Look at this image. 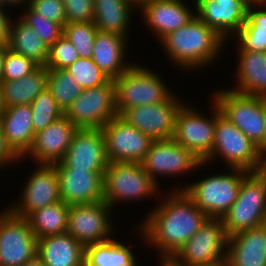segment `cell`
<instances>
[{"label": "cell", "instance_id": "obj_39", "mask_svg": "<svg viewBox=\"0 0 266 266\" xmlns=\"http://www.w3.org/2000/svg\"><path fill=\"white\" fill-rule=\"evenodd\" d=\"M38 67L31 59L15 53L7 47L5 50L2 81L18 80L30 75Z\"/></svg>", "mask_w": 266, "mask_h": 266}, {"label": "cell", "instance_id": "obj_20", "mask_svg": "<svg viewBox=\"0 0 266 266\" xmlns=\"http://www.w3.org/2000/svg\"><path fill=\"white\" fill-rule=\"evenodd\" d=\"M77 130L78 128L65 115L61 116L35 134L32 146L18 162L21 164L22 161L29 159L33 160L35 165H53L60 162Z\"/></svg>", "mask_w": 266, "mask_h": 266}, {"label": "cell", "instance_id": "obj_17", "mask_svg": "<svg viewBox=\"0 0 266 266\" xmlns=\"http://www.w3.org/2000/svg\"><path fill=\"white\" fill-rule=\"evenodd\" d=\"M179 97L173 93L164 102L131 107L121 117L153 140L172 139L177 112L185 103Z\"/></svg>", "mask_w": 266, "mask_h": 266}, {"label": "cell", "instance_id": "obj_13", "mask_svg": "<svg viewBox=\"0 0 266 266\" xmlns=\"http://www.w3.org/2000/svg\"><path fill=\"white\" fill-rule=\"evenodd\" d=\"M78 129L102 128L117 116L115 83L83 89L64 114Z\"/></svg>", "mask_w": 266, "mask_h": 266}, {"label": "cell", "instance_id": "obj_50", "mask_svg": "<svg viewBox=\"0 0 266 266\" xmlns=\"http://www.w3.org/2000/svg\"><path fill=\"white\" fill-rule=\"evenodd\" d=\"M265 114H266V97H265ZM260 151L263 158L266 160V137H265V144L260 148Z\"/></svg>", "mask_w": 266, "mask_h": 266}, {"label": "cell", "instance_id": "obj_47", "mask_svg": "<svg viewBox=\"0 0 266 266\" xmlns=\"http://www.w3.org/2000/svg\"><path fill=\"white\" fill-rule=\"evenodd\" d=\"M7 47H8V45H0V83L2 81L5 50H6Z\"/></svg>", "mask_w": 266, "mask_h": 266}, {"label": "cell", "instance_id": "obj_38", "mask_svg": "<svg viewBox=\"0 0 266 266\" xmlns=\"http://www.w3.org/2000/svg\"><path fill=\"white\" fill-rule=\"evenodd\" d=\"M23 14L18 16L26 22L47 45L54 44L62 35L63 27L54 21L46 19L33 11L28 5L22 8Z\"/></svg>", "mask_w": 266, "mask_h": 266}, {"label": "cell", "instance_id": "obj_45", "mask_svg": "<svg viewBox=\"0 0 266 266\" xmlns=\"http://www.w3.org/2000/svg\"><path fill=\"white\" fill-rule=\"evenodd\" d=\"M3 3V7H6L8 9H14L16 8H24V6L28 5L30 0H1ZM23 6V7H22Z\"/></svg>", "mask_w": 266, "mask_h": 266}, {"label": "cell", "instance_id": "obj_22", "mask_svg": "<svg viewBox=\"0 0 266 266\" xmlns=\"http://www.w3.org/2000/svg\"><path fill=\"white\" fill-rule=\"evenodd\" d=\"M250 0H197L196 16L226 41L243 26Z\"/></svg>", "mask_w": 266, "mask_h": 266}, {"label": "cell", "instance_id": "obj_6", "mask_svg": "<svg viewBox=\"0 0 266 266\" xmlns=\"http://www.w3.org/2000/svg\"><path fill=\"white\" fill-rule=\"evenodd\" d=\"M139 64L134 63L114 79L116 111L119 116L134 106L164 102L174 93L160 72Z\"/></svg>", "mask_w": 266, "mask_h": 266}, {"label": "cell", "instance_id": "obj_10", "mask_svg": "<svg viewBox=\"0 0 266 266\" xmlns=\"http://www.w3.org/2000/svg\"><path fill=\"white\" fill-rule=\"evenodd\" d=\"M140 164L159 187H161L160 179L165 177L167 179L170 176L180 179L179 176L193 174L199 168L206 169L207 165L191 150L173 139L154 140Z\"/></svg>", "mask_w": 266, "mask_h": 266}, {"label": "cell", "instance_id": "obj_33", "mask_svg": "<svg viewBox=\"0 0 266 266\" xmlns=\"http://www.w3.org/2000/svg\"><path fill=\"white\" fill-rule=\"evenodd\" d=\"M69 208V205L59 201L30 213L26 219L36 239L66 233L68 230Z\"/></svg>", "mask_w": 266, "mask_h": 266}, {"label": "cell", "instance_id": "obj_27", "mask_svg": "<svg viewBox=\"0 0 266 266\" xmlns=\"http://www.w3.org/2000/svg\"><path fill=\"white\" fill-rule=\"evenodd\" d=\"M93 22L98 31L129 38L135 10L138 5L132 0H93Z\"/></svg>", "mask_w": 266, "mask_h": 266}, {"label": "cell", "instance_id": "obj_30", "mask_svg": "<svg viewBox=\"0 0 266 266\" xmlns=\"http://www.w3.org/2000/svg\"><path fill=\"white\" fill-rule=\"evenodd\" d=\"M8 48L31 59L39 67H46L49 45L17 14L11 19Z\"/></svg>", "mask_w": 266, "mask_h": 266}, {"label": "cell", "instance_id": "obj_23", "mask_svg": "<svg viewBox=\"0 0 266 266\" xmlns=\"http://www.w3.org/2000/svg\"><path fill=\"white\" fill-rule=\"evenodd\" d=\"M0 126L6 145L18 158H22L35 137L30 104L6 107L0 117Z\"/></svg>", "mask_w": 266, "mask_h": 266}, {"label": "cell", "instance_id": "obj_9", "mask_svg": "<svg viewBox=\"0 0 266 266\" xmlns=\"http://www.w3.org/2000/svg\"><path fill=\"white\" fill-rule=\"evenodd\" d=\"M178 110L172 139L191 150L202 161L212 152L215 140L216 104L211 99V114L207 116L198 106L187 103ZM196 106V107H194Z\"/></svg>", "mask_w": 266, "mask_h": 266}, {"label": "cell", "instance_id": "obj_53", "mask_svg": "<svg viewBox=\"0 0 266 266\" xmlns=\"http://www.w3.org/2000/svg\"><path fill=\"white\" fill-rule=\"evenodd\" d=\"M251 2H258V1H264V0H250Z\"/></svg>", "mask_w": 266, "mask_h": 266}, {"label": "cell", "instance_id": "obj_40", "mask_svg": "<svg viewBox=\"0 0 266 266\" xmlns=\"http://www.w3.org/2000/svg\"><path fill=\"white\" fill-rule=\"evenodd\" d=\"M79 55L65 35H62L54 44L49 46L47 68L65 69L73 64Z\"/></svg>", "mask_w": 266, "mask_h": 266}, {"label": "cell", "instance_id": "obj_49", "mask_svg": "<svg viewBox=\"0 0 266 266\" xmlns=\"http://www.w3.org/2000/svg\"><path fill=\"white\" fill-rule=\"evenodd\" d=\"M5 108L6 107H5V104H4L2 88H1V83H0V117L2 116Z\"/></svg>", "mask_w": 266, "mask_h": 266}, {"label": "cell", "instance_id": "obj_3", "mask_svg": "<svg viewBox=\"0 0 266 266\" xmlns=\"http://www.w3.org/2000/svg\"><path fill=\"white\" fill-rule=\"evenodd\" d=\"M228 170L224 172L223 168V172L200 175L196 182L191 180L190 184L184 181L183 185L181 181L182 184L173 185L171 190H184L209 218H222L236 201L242 180L249 173L236 168Z\"/></svg>", "mask_w": 266, "mask_h": 266}, {"label": "cell", "instance_id": "obj_1", "mask_svg": "<svg viewBox=\"0 0 266 266\" xmlns=\"http://www.w3.org/2000/svg\"><path fill=\"white\" fill-rule=\"evenodd\" d=\"M166 192L161 193L159 203L134 227V233L137 232L134 235L155 250L158 261L170 260L209 218L184 190Z\"/></svg>", "mask_w": 266, "mask_h": 266}, {"label": "cell", "instance_id": "obj_21", "mask_svg": "<svg viewBox=\"0 0 266 266\" xmlns=\"http://www.w3.org/2000/svg\"><path fill=\"white\" fill-rule=\"evenodd\" d=\"M60 197L67 205L92 204L104 200V172L55 166Z\"/></svg>", "mask_w": 266, "mask_h": 266}, {"label": "cell", "instance_id": "obj_41", "mask_svg": "<svg viewBox=\"0 0 266 266\" xmlns=\"http://www.w3.org/2000/svg\"><path fill=\"white\" fill-rule=\"evenodd\" d=\"M66 23L93 22V0H63Z\"/></svg>", "mask_w": 266, "mask_h": 266}, {"label": "cell", "instance_id": "obj_31", "mask_svg": "<svg viewBox=\"0 0 266 266\" xmlns=\"http://www.w3.org/2000/svg\"><path fill=\"white\" fill-rule=\"evenodd\" d=\"M116 237L85 247L84 266H139L132 244Z\"/></svg>", "mask_w": 266, "mask_h": 266}, {"label": "cell", "instance_id": "obj_29", "mask_svg": "<svg viewBox=\"0 0 266 266\" xmlns=\"http://www.w3.org/2000/svg\"><path fill=\"white\" fill-rule=\"evenodd\" d=\"M232 39L237 50L266 52V0L249 4L245 23L226 44Z\"/></svg>", "mask_w": 266, "mask_h": 266}, {"label": "cell", "instance_id": "obj_34", "mask_svg": "<svg viewBox=\"0 0 266 266\" xmlns=\"http://www.w3.org/2000/svg\"><path fill=\"white\" fill-rule=\"evenodd\" d=\"M47 88L64 114L83 91L78 81L66 69L48 68Z\"/></svg>", "mask_w": 266, "mask_h": 266}, {"label": "cell", "instance_id": "obj_7", "mask_svg": "<svg viewBox=\"0 0 266 266\" xmlns=\"http://www.w3.org/2000/svg\"><path fill=\"white\" fill-rule=\"evenodd\" d=\"M221 219L228 237L266 223V169L243 178L236 201Z\"/></svg>", "mask_w": 266, "mask_h": 266}, {"label": "cell", "instance_id": "obj_5", "mask_svg": "<svg viewBox=\"0 0 266 266\" xmlns=\"http://www.w3.org/2000/svg\"><path fill=\"white\" fill-rule=\"evenodd\" d=\"M162 190L138 162H111L104 172V201L113 209L123 202L159 198ZM158 196V197H157ZM125 202V203H124Z\"/></svg>", "mask_w": 266, "mask_h": 266}, {"label": "cell", "instance_id": "obj_4", "mask_svg": "<svg viewBox=\"0 0 266 266\" xmlns=\"http://www.w3.org/2000/svg\"><path fill=\"white\" fill-rule=\"evenodd\" d=\"M221 160L226 164L227 169L236 168L248 172H259L266 169V160L263 158L260 148L223 116L216 105L213 149L202 162L209 166L212 163L218 165L216 162Z\"/></svg>", "mask_w": 266, "mask_h": 266}, {"label": "cell", "instance_id": "obj_37", "mask_svg": "<svg viewBox=\"0 0 266 266\" xmlns=\"http://www.w3.org/2000/svg\"><path fill=\"white\" fill-rule=\"evenodd\" d=\"M65 69L78 81L82 89L101 86L110 80L92 58H78Z\"/></svg>", "mask_w": 266, "mask_h": 266}, {"label": "cell", "instance_id": "obj_35", "mask_svg": "<svg viewBox=\"0 0 266 266\" xmlns=\"http://www.w3.org/2000/svg\"><path fill=\"white\" fill-rule=\"evenodd\" d=\"M35 134L44 130L64 113L58 108L51 91L46 88L30 104Z\"/></svg>", "mask_w": 266, "mask_h": 266}, {"label": "cell", "instance_id": "obj_46", "mask_svg": "<svg viewBox=\"0 0 266 266\" xmlns=\"http://www.w3.org/2000/svg\"><path fill=\"white\" fill-rule=\"evenodd\" d=\"M196 266H230V264L228 262L227 257H224V258L219 259V260L214 261V262L200 264V265H196Z\"/></svg>", "mask_w": 266, "mask_h": 266}, {"label": "cell", "instance_id": "obj_24", "mask_svg": "<svg viewBox=\"0 0 266 266\" xmlns=\"http://www.w3.org/2000/svg\"><path fill=\"white\" fill-rule=\"evenodd\" d=\"M128 42V38L124 36L97 32L92 60L112 80L118 78L135 63V60L132 62L128 58Z\"/></svg>", "mask_w": 266, "mask_h": 266}, {"label": "cell", "instance_id": "obj_42", "mask_svg": "<svg viewBox=\"0 0 266 266\" xmlns=\"http://www.w3.org/2000/svg\"><path fill=\"white\" fill-rule=\"evenodd\" d=\"M28 6L46 19L59 23L62 27L66 24V14L63 0H30Z\"/></svg>", "mask_w": 266, "mask_h": 266}, {"label": "cell", "instance_id": "obj_43", "mask_svg": "<svg viewBox=\"0 0 266 266\" xmlns=\"http://www.w3.org/2000/svg\"><path fill=\"white\" fill-rule=\"evenodd\" d=\"M18 160L19 158L6 145L0 126V171L3 172L10 165L14 166L16 164L17 166Z\"/></svg>", "mask_w": 266, "mask_h": 266}, {"label": "cell", "instance_id": "obj_15", "mask_svg": "<svg viewBox=\"0 0 266 266\" xmlns=\"http://www.w3.org/2000/svg\"><path fill=\"white\" fill-rule=\"evenodd\" d=\"M36 168V169H35ZM27 174L22 193L6 206L16 216L26 218L30 213L61 200L57 169L54 165L36 164Z\"/></svg>", "mask_w": 266, "mask_h": 266}, {"label": "cell", "instance_id": "obj_36", "mask_svg": "<svg viewBox=\"0 0 266 266\" xmlns=\"http://www.w3.org/2000/svg\"><path fill=\"white\" fill-rule=\"evenodd\" d=\"M97 32L94 22L66 23L63 27V35L73 44L79 58H92Z\"/></svg>", "mask_w": 266, "mask_h": 266}, {"label": "cell", "instance_id": "obj_11", "mask_svg": "<svg viewBox=\"0 0 266 266\" xmlns=\"http://www.w3.org/2000/svg\"><path fill=\"white\" fill-rule=\"evenodd\" d=\"M228 236L221 218H208L170 259L176 266H196L226 257Z\"/></svg>", "mask_w": 266, "mask_h": 266}, {"label": "cell", "instance_id": "obj_19", "mask_svg": "<svg viewBox=\"0 0 266 266\" xmlns=\"http://www.w3.org/2000/svg\"><path fill=\"white\" fill-rule=\"evenodd\" d=\"M108 164L102 129L80 128L75 132L63 159L53 165L85 171H105Z\"/></svg>", "mask_w": 266, "mask_h": 266}, {"label": "cell", "instance_id": "obj_32", "mask_svg": "<svg viewBox=\"0 0 266 266\" xmlns=\"http://www.w3.org/2000/svg\"><path fill=\"white\" fill-rule=\"evenodd\" d=\"M48 87V68L38 67L18 80L1 81L5 107L31 102Z\"/></svg>", "mask_w": 266, "mask_h": 266}, {"label": "cell", "instance_id": "obj_28", "mask_svg": "<svg viewBox=\"0 0 266 266\" xmlns=\"http://www.w3.org/2000/svg\"><path fill=\"white\" fill-rule=\"evenodd\" d=\"M37 256L45 266H84L85 247L68 232L38 239Z\"/></svg>", "mask_w": 266, "mask_h": 266}, {"label": "cell", "instance_id": "obj_26", "mask_svg": "<svg viewBox=\"0 0 266 266\" xmlns=\"http://www.w3.org/2000/svg\"><path fill=\"white\" fill-rule=\"evenodd\" d=\"M236 53L238 64L232 73L236 80L233 88L228 89L240 94L266 97V52L236 50Z\"/></svg>", "mask_w": 266, "mask_h": 266}, {"label": "cell", "instance_id": "obj_44", "mask_svg": "<svg viewBox=\"0 0 266 266\" xmlns=\"http://www.w3.org/2000/svg\"><path fill=\"white\" fill-rule=\"evenodd\" d=\"M9 14H12L9 15ZM13 13L8 8L0 6V45H8L10 23Z\"/></svg>", "mask_w": 266, "mask_h": 266}, {"label": "cell", "instance_id": "obj_2", "mask_svg": "<svg viewBox=\"0 0 266 266\" xmlns=\"http://www.w3.org/2000/svg\"><path fill=\"white\" fill-rule=\"evenodd\" d=\"M160 42L174 67L184 73L203 70L218 63L226 49V40L195 16L185 26L167 34ZM223 51V52H222ZM217 60V61H216Z\"/></svg>", "mask_w": 266, "mask_h": 266}, {"label": "cell", "instance_id": "obj_25", "mask_svg": "<svg viewBox=\"0 0 266 266\" xmlns=\"http://www.w3.org/2000/svg\"><path fill=\"white\" fill-rule=\"evenodd\" d=\"M230 266H266V223L228 237Z\"/></svg>", "mask_w": 266, "mask_h": 266}, {"label": "cell", "instance_id": "obj_48", "mask_svg": "<svg viewBox=\"0 0 266 266\" xmlns=\"http://www.w3.org/2000/svg\"><path fill=\"white\" fill-rule=\"evenodd\" d=\"M23 266H45L43 261L36 255L28 262H26Z\"/></svg>", "mask_w": 266, "mask_h": 266}, {"label": "cell", "instance_id": "obj_16", "mask_svg": "<svg viewBox=\"0 0 266 266\" xmlns=\"http://www.w3.org/2000/svg\"><path fill=\"white\" fill-rule=\"evenodd\" d=\"M101 129L109 163H140L154 141L119 115L109 120Z\"/></svg>", "mask_w": 266, "mask_h": 266}, {"label": "cell", "instance_id": "obj_51", "mask_svg": "<svg viewBox=\"0 0 266 266\" xmlns=\"http://www.w3.org/2000/svg\"><path fill=\"white\" fill-rule=\"evenodd\" d=\"M158 266H176L170 260H159Z\"/></svg>", "mask_w": 266, "mask_h": 266}, {"label": "cell", "instance_id": "obj_52", "mask_svg": "<svg viewBox=\"0 0 266 266\" xmlns=\"http://www.w3.org/2000/svg\"><path fill=\"white\" fill-rule=\"evenodd\" d=\"M132 1H134L137 5H139L144 0H132Z\"/></svg>", "mask_w": 266, "mask_h": 266}, {"label": "cell", "instance_id": "obj_12", "mask_svg": "<svg viewBox=\"0 0 266 266\" xmlns=\"http://www.w3.org/2000/svg\"><path fill=\"white\" fill-rule=\"evenodd\" d=\"M113 211L115 210L104 200L92 204L70 205L67 232L84 247L108 241L116 235L115 217L112 218L116 212Z\"/></svg>", "mask_w": 266, "mask_h": 266}, {"label": "cell", "instance_id": "obj_18", "mask_svg": "<svg viewBox=\"0 0 266 266\" xmlns=\"http://www.w3.org/2000/svg\"><path fill=\"white\" fill-rule=\"evenodd\" d=\"M187 1L190 3V0H144L138 5L137 13L141 14V22L144 21L148 31L150 29V33L160 41L167 34L188 24L196 16L195 2L193 1L190 8Z\"/></svg>", "mask_w": 266, "mask_h": 266}, {"label": "cell", "instance_id": "obj_14", "mask_svg": "<svg viewBox=\"0 0 266 266\" xmlns=\"http://www.w3.org/2000/svg\"><path fill=\"white\" fill-rule=\"evenodd\" d=\"M37 243L26 218L0 211V266H23L37 255Z\"/></svg>", "mask_w": 266, "mask_h": 266}, {"label": "cell", "instance_id": "obj_8", "mask_svg": "<svg viewBox=\"0 0 266 266\" xmlns=\"http://www.w3.org/2000/svg\"><path fill=\"white\" fill-rule=\"evenodd\" d=\"M211 99L221 114L237 126L254 144H265V97L234 92L228 88L213 92Z\"/></svg>", "mask_w": 266, "mask_h": 266}]
</instances>
